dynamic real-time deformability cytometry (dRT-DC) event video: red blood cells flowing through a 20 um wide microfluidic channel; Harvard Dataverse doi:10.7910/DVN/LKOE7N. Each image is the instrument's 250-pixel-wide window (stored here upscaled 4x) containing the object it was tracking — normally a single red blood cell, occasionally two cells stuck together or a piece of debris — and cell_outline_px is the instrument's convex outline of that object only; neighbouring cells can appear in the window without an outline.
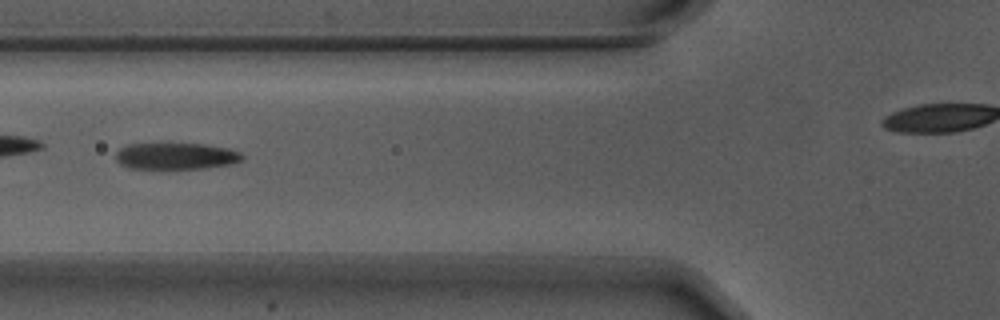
{"species": "Egyptian fruit bat (a non-hibernating species)", "species_latin": "Rousettus aegyptiacus", "temperature_condition": "warm", "stored_images_in_passage": 48, "camera_frame_rate_fps": 3000, "um_per_image_px": 0.085, "animal": {"sex": "male"}, "frame": {"image": 1, "passage_image": 21, "time_ms": 6.667, "image_size_px": [1000, 320], "cell_outline_px": [[244, 160], [232, 164], [208, 168], [160, 172], [152, 172], [128, 168], [120, 164], [116, 160], [116, 152], [120, 148], [128, 144], [204, 144], [228, 148], [240, 152], [244, 156]], "centroid_in_image_um": [14.93, 13.34], "position_along_channel_um": 110.9, "area_um2": 20.87}, "authors_computed_cell_mechanics": {"area_um2": 20.6924, "velocity_mm_per_s": 3.717, "shape_relaxation_time_tau1_ms": 2.916, "shape_relaxation_time_tau2_ms": 1.4278, "deformation_change_tau1": 0.1702, "deformation_change_tau2": 0.1021}}